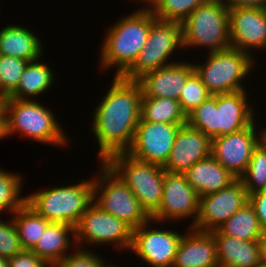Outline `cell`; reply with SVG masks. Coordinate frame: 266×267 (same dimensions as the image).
I'll return each mask as SVG.
<instances>
[{
  "label": "cell",
  "mask_w": 266,
  "mask_h": 267,
  "mask_svg": "<svg viewBox=\"0 0 266 267\" xmlns=\"http://www.w3.org/2000/svg\"><path fill=\"white\" fill-rule=\"evenodd\" d=\"M263 138L266 140V128H263Z\"/></svg>",
  "instance_id": "f6af8a7d"
},
{
  "label": "cell",
  "mask_w": 266,
  "mask_h": 267,
  "mask_svg": "<svg viewBox=\"0 0 266 267\" xmlns=\"http://www.w3.org/2000/svg\"><path fill=\"white\" fill-rule=\"evenodd\" d=\"M0 267H9L7 258L0 257Z\"/></svg>",
  "instance_id": "b9f144b4"
},
{
  "label": "cell",
  "mask_w": 266,
  "mask_h": 267,
  "mask_svg": "<svg viewBox=\"0 0 266 267\" xmlns=\"http://www.w3.org/2000/svg\"><path fill=\"white\" fill-rule=\"evenodd\" d=\"M183 125L139 121L126 152L135 159L163 166Z\"/></svg>",
  "instance_id": "7c38bea8"
},
{
  "label": "cell",
  "mask_w": 266,
  "mask_h": 267,
  "mask_svg": "<svg viewBox=\"0 0 266 267\" xmlns=\"http://www.w3.org/2000/svg\"><path fill=\"white\" fill-rule=\"evenodd\" d=\"M193 72V63L178 61L143 75L137 82L142 97H165L179 101L180 93Z\"/></svg>",
  "instance_id": "ac0fdd59"
},
{
  "label": "cell",
  "mask_w": 266,
  "mask_h": 267,
  "mask_svg": "<svg viewBox=\"0 0 266 267\" xmlns=\"http://www.w3.org/2000/svg\"><path fill=\"white\" fill-rule=\"evenodd\" d=\"M212 94L194 71L187 79L179 97L182 111L187 115Z\"/></svg>",
  "instance_id": "836d02e7"
},
{
  "label": "cell",
  "mask_w": 266,
  "mask_h": 267,
  "mask_svg": "<svg viewBox=\"0 0 266 267\" xmlns=\"http://www.w3.org/2000/svg\"><path fill=\"white\" fill-rule=\"evenodd\" d=\"M80 181L78 184L56 186L26 195V203L50 222L66 223L75 227L93 202V178L90 181Z\"/></svg>",
  "instance_id": "277c9868"
},
{
  "label": "cell",
  "mask_w": 266,
  "mask_h": 267,
  "mask_svg": "<svg viewBox=\"0 0 266 267\" xmlns=\"http://www.w3.org/2000/svg\"><path fill=\"white\" fill-rule=\"evenodd\" d=\"M247 91L217 94L218 137L248 127L254 119V111L247 103Z\"/></svg>",
  "instance_id": "ffe728a7"
},
{
  "label": "cell",
  "mask_w": 266,
  "mask_h": 267,
  "mask_svg": "<svg viewBox=\"0 0 266 267\" xmlns=\"http://www.w3.org/2000/svg\"><path fill=\"white\" fill-rule=\"evenodd\" d=\"M3 108L6 114L7 136L19 132L39 143L67 145L68 137L53 112L33 98L17 100L6 97L3 99Z\"/></svg>",
  "instance_id": "3957f363"
},
{
  "label": "cell",
  "mask_w": 266,
  "mask_h": 267,
  "mask_svg": "<svg viewBox=\"0 0 266 267\" xmlns=\"http://www.w3.org/2000/svg\"><path fill=\"white\" fill-rule=\"evenodd\" d=\"M138 1V0H137ZM141 1V0H140ZM146 2L147 1V3L149 4L148 5V7H146V8H151L152 7V5L157 1V0H142V2Z\"/></svg>",
  "instance_id": "7bdbcfd3"
},
{
  "label": "cell",
  "mask_w": 266,
  "mask_h": 267,
  "mask_svg": "<svg viewBox=\"0 0 266 267\" xmlns=\"http://www.w3.org/2000/svg\"><path fill=\"white\" fill-rule=\"evenodd\" d=\"M223 3L229 8H243V7H254V8H265L266 0H222Z\"/></svg>",
  "instance_id": "f35d334b"
},
{
  "label": "cell",
  "mask_w": 266,
  "mask_h": 267,
  "mask_svg": "<svg viewBox=\"0 0 266 267\" xmlns=\"http://www.w3.org/2000/svg\"><path fill=\"white\" fill-rule=\"evenodd\" d=\"M178 48L183 49L182 24L156 18L151 24L145 46L121 77L137 81L149 72L175 63H168V59Z\"/></svg>",
  "instance_id": "9c48e42d"
},
{
  "label": "cell",
  "mask_w": 266,
  "mask_h": 267,
  "mask_svg": "<svg viewBox=\"0 0 266 267\" xmlns=\"http://www.w3.org/2000/svg\"><path fill=\"white\" fill-rule=\"evenodd\" d=\"M149 224L150 221L133 229L129 250L152 267H172L183 235L170 229H150Z\"/></svg>",
  "instance_id": "9a60e30c"
},
{
  "label": "cell",
  "mask_w": 266,
  "mask_h": 267,
  "mask_svg": "<svg viewBox=\"0 0 266 267\" xmlns=\"http://www.w3.org/2000/svg\"><path fill=\"white\" fill-rule=\"evenodd\" d=\"M208 0H157L150 11L160 20L183 22L199 5Z\"/></svg>",
  "instance_id": "1f68e13d"
},
{
  "label": "cell",
  "mask_w": 266,
  "mask_h": 267,
  "mask_svg": "<svg viewBox=\"0 0 266 267\" xmlns=\"http://www.w3.org/2000/svg\"><path fill=\"white\" fill-rule=\"evenodd\" d=\"M251 54L229 47L209 52L205 64H193L207 90L212 94L232 93L245 90L243 78L252 70L255 60Z\"/></svg>",
  "instance_id": "ba28073f"
},
{
  "label": "cell",
  "mask_w": 266,
  "mask_h": 267,
  "mask_svg": "<svg viewBox=\"0 0 266 267\" xmlns=\"http://www.w3.org/2000/svg\"><path fill=\"white\" fill-rule=\"evenodd\" d=\"M199 212V196L187 183L184 174L165 172L161 204L151 216V223L166 222L165 220H179L192 216L193 221L189 228L196 222ZM193 215H195L193 217Z\"/></svg>",
  "instance_id": "5bb4252c"
},
{
  "label": "cell",
  "mask_w": 266,
  "mask_h": 267,
  "mask_svg": "<svg viewBox=\"0 0 266 267\" xmlns=\"http://www.w3.org/2000/svg\"><path fill=\"white\" fill-rule=\"evenodd\" d=\"M184 175L199 198L224 189L237 179L211 155L196 162Z\"/></svg>",
  "instance_id": "44dd1931"
},
{
  "label": "cell",
  "mask_w": 266,
  "mask_h": 267,
  "mask_svg": "<svg viewBox=\"0 0 266 267\" xmlns=\"http://www.w3.org/2000/svg\"><path fill=\"white\" fill-rule=\"evenodd\" d=\"M256 267H266V265L260 264V265H258Z\"/></svg>",
  "instance_id": "bcb514c9"
},
{
  "label": "cell",
  "mask_w": 266,
  "mask_h": 267,
  "mask_svg": "<svg viewBox=\"0 0 266 267\" xmlns=\"http://www.w3.org/2000/svg\"><path fill=\"white\" fill-rule=\"evenodd\" d=\"M183 48L208 47L211 52L228 49L229 8L222 0H208L181 22Z\"/></svg>",
  "instance_id": "5b68a950"
},
{
  "label": "cell",
  "mask_w": 266,
  "mask_h": 267,
  "mask_svg": "<svg viewBox=\"0 0 266 267\" xmlns=\"http://www.w3.org/2000/svg\"><path fill=\"white\" fill-rule=\"evenodd\" d=\"M211 155V139L187 124L180 127L166 163L167 172L184 174L196 162Z\"/></svg>",
  "instance_id": "e0dca14e"
},
{
  "label": "cell",
  "mask_w": 266,
  "mask_h": 267,
  "mask_svg": "<svg viewBox=\"0 0 266 267\" xmlns=\"http://www.w3.org/2000/svg\"><path fill=\"white\" fill-rule=\"evenodd\" d=\"M110 87L95 108L92 120L101 162L128 151L141 119L142 91L138 82L115 76Z\"/></svg>",
  "instance_id": "6da1fadb"
},
{
  "label": "cell",
  "mask_w": 266,
  "mask_h": 267,
  "mask_svg": "<svg viewBox=\"0 0 266 267\" xmlns=\"http://www.w3.org/2000/svg\"><path fill=\"white\" fill-rule=\"evenodd\" d=\"M88 249H78L76 252L66 255L54 267H108L103 258Z\"/></svg>",
  "instance_id": "d590c367"
},
{
  "label": "cell",
  "mask_w": 266,
  "mask_h": 267,
  "mask_svg": "<svg viewBox=\"0 0 266 267\" xmlns=\"http://www.w3.org/2000/svg\"><path fill=\"white\" fill-rule=\"evenodd\" d=\"M28 61L0 55V95L8 97L18 86Z\"/></svg>",
  "instance_id": "d6a6232c"
},
{
  "label": "cell",
  "mask_w": 266,
  "mask_h": 267,
  "mask_svg": "<svg viewBox=\"0 0 266 267\" xmlns=\"http://www.w3.org/2000/svg\"><path fill=\"white\" fill-rule=\"evenodd\" d=\"M248 201L240 179L228 187L199 198V212L193 229L204 232L217 230Z\"/></svg>",
  "instance_id": "4fadbf2b"
},
{
  "label": "cell",
  "mask_w": 266,
  "mask_h": 267,
  "mask_svg": "<svg viewBox=\"0 0 266 267\" xmlns=\"http://www.w3.org/2000/svg\"><path fill=\"white\" fill-rule=\"evenodd\" d=\"M23 250L12 218L8 222L0 219V257L8 259Z\"/></svg>",
  "instance_id": "e575fe53"
},
{
  "label": "cell",
  "mask_w": 266,
  "mask_h": 267,
  "mask_svg": "<svg viewBox=\"0 0 266 267\" xmlns=\"http://www.w3.org/2000/svg\"><path fill=\"white\" fill-rule=\"evenodd\" d=\"M156 17L143 8L121 18L104 36L101 53L102 69L116 66L115 76H121L136 60L146 44Z\"/></svg>",
  "instance_id": "7a4b0ae2"
},
{
  "label": "cell",
  "mask_w": 266,
  "mask_h": 267,
  "mask_svg": "<svg viewBox=\"0 0 266 267\" xmlns=\"http://www.w3.org/2000/svg\"><path fill=\"white\" fill-rule=\"evenodd\" d=\"M220 267H256L261 262L259 240L243 241L229 235H213Z\"/></svg>",
  "instance_id": "7402d4cb"
},
{
  "label": "cell",
  "mask_w": 266,
  "mask_h": 267,
  "mask_svg": "<svg viewBox=\"0 0 266 267\" xmlns=\"http://www.w3.org/2000/svg\"><path fill=\"white\" fill-rule=\"evenodd\" d=\"M186 124L200 130L210 139L218 137L217 94L211 95L186 115Z\"/></svg>",
  "instance_id": "f546056e"
},
{
  "label": "cell",
  "mask_w": 266,
  "mask_h": 267,
  "mask_svg": "<svg viewBox=\"0 0 266 267\" xmlns=\"http://www.w3.org/2000/svg\"><path fill=\"white\" fill-rule=\"evenodd\" d=\"M7 137L6 114L3 106L0 108V139Z\"/></svg>",
  "instance_id": "ab89813d"
},
{
  "label": "cell",
  "mask_w": 266,
  "mask_h": 267,
  "mask_svg": "<svg viewBox=\"0 0 266 267\" xmlns=\"http://www.w3.org/2000/svg\"><path fill=\"white\" fill-rule=\"evenodd\" d=\"M100 163V175L93 178V202L132 229L152 221L121 178L105 162Z\"/></svg>",
  "instance_id": "52a82bcc"
},
{
  "label": "cell",
  "mask_w": 266,
  "mask_h": 267,
  "mask_svg": "<svg viewBox=\"0 0 266 267\" xmlns=\"http://www.w3.org/2000/svg\"><path fill=\"white\" fill-rule=\"evenodd\" d=\"M249 203L254 207L255 213L263 231H266V190L248 196Z\"/></svg>",
  "instance_id": "74e56055"
},
{
  "label": "cell",
  "mask_w": 266,
  "mask_h": 267,
  "mask_svg": "<svg viewBox=\"0 0 266 267\" xmlns=\"http://www.w3.org/2000/svg\"><path fill=\"white\" fill-rule=\"evenodd\" d=\"M69 234H72L71 237L74 239L73 226L66 223L50 222L31 251L50 267H54L67 255L65 253H67L70 245H73L70 242Z\"/></svg>",
  "instance_id": "cb8c5ba5"
},
{
  "label": "cell",
  "mask_w": 266,
  "mask_h": 267,
  "mask_svg": "<svg viewBox=\"0 0 266 267\" xmlns=\"http://www.w3.org/2000/svg\"><path fill=\"white\" fill-rule=\"evenodd\" d=\"M255 126L253 121L242 130L211 139V156L237 179L246 172L253 149L263 138V130L257 133Z\"/></svg>",
  "instance_id": "8fae6325"
},
{
  "label": "cell",
  "mask_w": 266,
  "mask_h": 267,
  "mask_svg": "<svg viewBox=\"0 0 266 267\" xmlns=\"http://www.w3.org/2000/svg\"><path fill=\"white\" fill-rule=\"evenodd\" d=\"M74 232L75 245L112 243L121 250H129L133 229L92 202L75 225Z\"/></svg>",
  "instance_id": "30bf717a"
},
{
  "label": "cell",
  "mask_w": 266,
  "mask_h": 267,
  "mask_svg": "<svg viewBox=\"0 0 266 267\" xmlns=\"http://www.w3.org/2000/svg\"><path fill=\"white\" fill-rule=\"evenodd\" d=\"M247 195L266 190V140L254 147L246 172L239 178Z\"/></svg>",
  "instance_id": "f1b7e54d"
},
{
  "label": "cell",
  "mask_w": 266,
  "mask_h": 267,
  "mask_svg": "<svg viewBox=\"0 0 266 267\" xmlns=\"http://www.w3.org/2000/svg\"><path fill=\"white\" fill-rule=\"evenodd\" d=\"M105 163L129 187L151 217L161 204L166 170L160 165L135 159L126 152L110 156Z\"/></svg>",
  "instance_id": "8992f818"
},
{
  "label": "cell",
  "mask_w": 266,
  "mask_h": 267,
  "mask_svg": "<svg viewBox=\"0 0 266 267\" xmlns=\"http://www.w3.org/2000/svg\"><path fill=\"white\" fill-rule=\"evenodd\" d=\"M22 176L0 169V213L13 214L26 203L27 197H20Z\"/></svg>",
  "instance_id": "4dcf8cb0"
},
{
  "label": "cell",
  "mask_w": 266,
  "mask_h": 267,
  "mask_svg": "<svg viewBox=\"0 0 266 267\" xmlns=\"http://www.w3.org/2000/svg\"><path fill=\"white\" fill-rule=\"evenodd\" d=\"M28 28L8 25L0 30V55L16 57L28 62L40 59L42 42Z\"/></svg>",
  "instance_id": "603a6c76"
},
{
  "label": "cell",
  "mask_w": 266,
  "mask_h": 267,
  "mask_svg": "<svg viewBox=\"0 0 266 267\" xmlns=\"http://www.w3.org/2000/svg\"><path fill=\"white\" fill-rule=\"evenodd\" d=\"M3 97L0 95V108L3 106Z\"/></svg>",
  "instance_id": "ee69618b"
},
{
  "label": "cell",
  "mask_w": 266,
  "mask_h": 267,
  "mask_svg": "<svg viewBox=\"0 0 266 267\" xmlns=\"http://www.w3.org/2000/svg\"><path fill=\"white\" fill-rule=\"evenodd\" d=\"M139 121L185 125L186 114L177 100L165 97H142Z\"/></svg>",
  "instance_id": "4316f807"
},
{
  "label": "cell",
  "mask_w": 266,
  "mask_h": 267,
  "mask_svg": "<svg viewBox=\"0 0 266 267\" xmlns=\"http://www.w3.org/2000/svg\"><path fill=\"white\" fill-rule=\"evenodd\" d=\"M39 60L27 63L17 88L7 98L28 100V97H36L52 87L53 71L47 64L41 63Z\"/></svg>",
  "instance_id": "484cf974"
},
{
  "label": "cell",
  "mask_w": 266,
  "mask_h": 267,
  "mask_svg": "<svg viewBox=\"0 0 266 267\" xmlns=\"http://www.w3.org/2000/svg\"><path fill=\"white\" fill-rule=\"evenodd\" d=\"M9 267H50L32 251L23 250L11 258H8Z\"/></svg>",
  "instance_id": "8d00e7d4"
},
{
  "label": "cell",
  "mask_w": 266,
  "mask_h": 267,
  "mask_svg": "<svg viewBox=\"0 0 266 267\" xmlns=\"http://www.w3.org/2000/svg\"><path fill=\"white\" fill-rule=\"evenodd\" d=\"M217 266V244L212 233L190 228L179 242L172 267Z\"/></svg>",
  "instance_id": "d6986e66"
},
{
  "label": "cell",
  "mask_w": 266,
  "mask_h": 267,
  "mask_svg": "<svg viewBox=\"0 0 266 267\" xmlns=\"http://www.w3.org/2000/svg\"><path fill=\"white\" fill-rule=\"evenodd\" d=\"M229 42L232 48L249 54L251 47L256 50L266 47L265 9L254 7L229 9Z\"/></svg>",
  "instance_id": "2e32d148"
},
{
  "label": "cell",
  "mask_w": 266,
  "mask_h": 267,
  "mask_svg": "<svg viewBox=\"0 0 266 267\" xmlns=\"http://www.w3.org/2000/svg\"><path fill=\"white\" fill-rule=\"evenodd\" d=\"M263 232L254 207L249 201L217 230L211 231L212 235H229L243 241L259 240Z\"/></svg>",
  "instance_id": "d4e9b609"
},
{
  "label": "cell",
  "mask_w": 266,
  "mask_h": 267,
  "mask_svg": "<svg viewBox=\"0 0 266 267\" xmlns=\"http://www.w3.org/2000/svg\"><path fill=\"white\" fill-rule=\"evenodd\" d=\"M260 253H261V262L263 265H266V231L263 232L262 236L259 239Z\"/></svg>",
  "instance_id": "60d3db41"
},
{
  "label": "cell",
  "mask_w": 266,
  "mask_h": 267,
  "mask_svg": "<svg viewBox=\"0 0 266 267\" xmlns=\"http://www.w3.org/2000/svg\"><path fill=\"white\" fill-rule=\"evenodd\" d=\"M12 215L21 246L24 250L31 251L39 241L42 233L50 223L40 216L32 207L25 203Z\"/></svg>",
  "instance_id": "83f0119b"
}]
</instances>
